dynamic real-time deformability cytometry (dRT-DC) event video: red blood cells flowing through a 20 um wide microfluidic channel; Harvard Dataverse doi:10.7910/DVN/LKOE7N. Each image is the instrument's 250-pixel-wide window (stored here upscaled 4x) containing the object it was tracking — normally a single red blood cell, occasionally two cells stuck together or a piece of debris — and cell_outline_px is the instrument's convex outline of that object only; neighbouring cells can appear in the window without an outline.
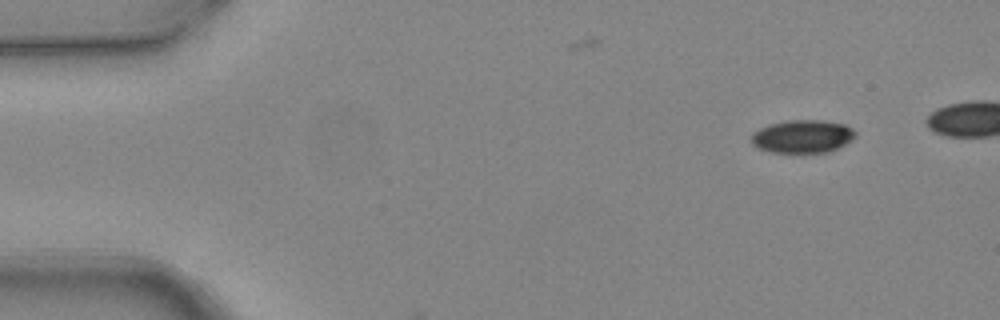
{"species": "common noctule bat (a hibernating species)", "species_latin": "Nyctalus noctula", "temperature_condition": "warm", "stored_images_in_passage": 4, "camera_frame_rate_fps": 3000, "um_per_image_px": 0.085, "animal": {"sex": "female", "body_mass_g": 24.6, "forearm_length_mm": 56.2}, "frame": {"image": 1, "passage_image": 1, "time_ms": 0.0, "image_size_px": [1000, 320], "cell_outline_px": [[856, 136], [852, 140], [828, 152], [772, 152], [756, 148], [752, 144], [752, 132], [768, 124], [788, 120], [820, 120], [844, 124], [852, 128], [856, 132]], "centroid_in_image_um": [68.2, 11.59], "position_along_channel_um": 16.8, "area_um2": 20.0}}